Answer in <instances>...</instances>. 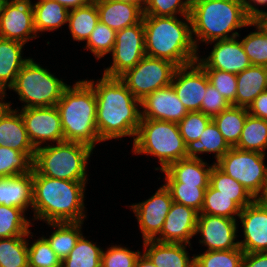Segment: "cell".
I'll return each mask as SVG.
<instances>
[{
    "mask_svg": "<svg viewBox=\"0 0 267 267\" xmlns=\"http://www.w3.org/2000/svg\"><path fill=\"white\" fill-rule=\"evenodd\" d=\"M145 53L147 56L166 59L178 67L195 63L198 56L191 28L190 16L185 21L177 16L143 15Z\"/></svg>",
    "mask_w": 267,
    "mask_h": 267,
    "instance_id": "3957f363",
    "label": "cell"
},
{
    "mask_svg": "<svg viewBox=\"0 0 267 267\" xmlns=\"http://www.w3.org/2000/svg\"><path fill=\"white\" fill-rule=\"evenodd\" d=\"M230 105L231 104L226 101L214 86L210 83L207 85V90L201 103V112L204 115L213 118L227 109Z\"/></svg>",
    "mask_w": 267,
    "mask_h": 267,
    "instance_id": "681fc988",
    "label": "cell"
},
{
    "mask_svg": "<svg viewBox=\"0 0 267 267\" xmlns=\"http://www.w3.org/2000/svg\"><path fill=\"white\" fill-rule=\"evenodd\" d=\"M248 114V108L230 105L212 118L230 147L238 144Z\"/></svg>",
    "mask_w": 267,
    "mask_h": 267,
    "instance_id": "f546056e",
    "label": "cell"
},
{
    "mask_svg": "<svg viewBox=\"0 0 267 267\" xmlns=\"http://www.w3.org/2000/svg\"><path fill=\"white\" fill-rule=\"evenodd\" d=\"M133 154H151L159 159L165 170L171 163L186 158V144L176 122L141 119L133 139Z\"/></svg>",
    "mask_w": 267,
    "mask_h": 267,
    "instance_id": "8992f818",
    "label": "cell"
},
{
    "mask_svg": "<svg viewBox=\"0 0 267 267\" xmlns=\"http://www.w3.org/2000/svg\"><path fill=\"white\" fill-rule=\"evenodd\" d=\"M253 21L267 34V11L264 10V12L257 16Z\"/></svg>",
    "mask_w": 267,
    "mask_h": 267,
    "instance_id": "9f6ffc18",
    "label": "cell"
},
{
    "mask_svg": "<svg viewBox=\"0 0 267 267\" xmlns=\"http://www.w3.org/2000/svg\"><path fill=\"white\" fill-rule=\"evenodd\" d=\"M209 82L226 99L236 106L237 78L236 74L216 69H204Z\"/></svg>",
    "mask_w": 267,
    "mask_h": 267,
    "instance_id": "f6af8a7d",
    "label": "cell"
},
{
    "mask_svg": "<svg viewBox=\"0 0 267 267\" xmlns=\"http://www.w3.org/2000/svg\"><path fill=\"white\" fill-rule=\"evenodd\" d=\"M67 86L29 58L9 89L16 91L19 100L25 102L22 108H41L56 106Z\"/></svg>",
    "mask_w": 267,
    "mask_h": 267,
    "instance_id": "ba28073f",
    "label": "cell"
},
{
    "mask_svg": "<svg viewBox=\"0 0 267 267\" xmlns=\"http://www.w3.org/2000/svg\"><path fill=\"white\" fill-rule=\"evenodd\" d=\"M23 118L29 141L35 149L46 141H64L60 114L56 106L41 108H22Z\"/></svg>",
    "mask_w": 267,
    "mask_h": 267,
    "instance_id": "7c38bea8",
    "label": "cell"
},
{
    "mask_svg": "<svg viewBox=\"0 0 267 267\" xmlns=\"http://www.w3.org/2000/svg\"><path fill=\"white\" fill-rule=\"evenodd\" d=\"M256 200L264 207L267 208V181L264 184L261 194L256 198Z\"/></svg>",
    "mask_w": 267,
    "mask_h": 267,
    "instance_id": "680465c9",
    "label": "cell"
},
{
    "mask_svg": "<svg viewBox=\"0 0 267 267\" xmlns=\"http://www.w3.org/2000/svg\"><path fill=\"white\" fill-rule=\"evenodd\" d=\"M99 12V21L115 31L139 23L143 11L134 4L114 0H94Z\"/></svg>",
    "mask_w": 267,
    "mask_h": 267,
    "instance_id": "7402d4cb",
    "label": "cell"
},
{
    "mask_svg": "<svg viewBox=\"0 0 267 267\" xmlns=\"http://www.w3.org/2000/svg\"><path fill=\"white\" fill-rule=\"evenodd\" d=\"M212 167L213 165L208 166L202 158H185L171 163L162 172L165 173L166 183H185L197 185V187H208Z\"/></svg>",
    "mask_w": 267,
    "mask_h": 267,
    "instance_id": "44dd1931",
    "label": "cell"
},
{
    "mask_svg": "<svg viewBox=\"0 0 267 267\" xmlns=\"http://www.w3.org/2000/svg\"><path fill=\"white\" fill-rule=\"evenodd\" d=\"M192 37L196 49L198 39L212 43L218 40L239 37L235 29L252 26L241 0H215L197 2L190 11ZM235 31L232 33V31ZM230 32L232 35L230 36Z\"/></svg>",
    "mask_w": 267,
    "mask_h": 267,
    "instance_id": "5b68a950",
    "label": "cell"
},
{
    "mask_svg": "<svg viewBox=\"0 0 267 267\" xmlns=\"http://www.w3.org/2000/svg\"><path fill=\"white\" fill-rule=\"evenodd\" d=\"M236 219L198 213L196 234L200 233V243L206 245V251L231 250L239 247V241L234 242L237 237Z\"/></svg>",
    "mask_w": 267,
    "mask_h": 267,
    "instance_id": "2e32d148",
    "label": "cell"
},
{
    "mask_svg": "<svg viewBox=\"0 0 267 267\" xmlns=\"http://www.w3.org/2000/svg\"><path fill=\"white\" fill-rule=\"evenodd\" d=\"M190 1V5L197 3V2H203V1H215V0H189Z\"/></svg>",
    "mask_w": 267,
    "mask_h": 267,
    "instance_id": "6125c7cd",
    "label": "cell"
},
{
    "mask_svg": "<svg viewBox=\"0 0 267 267\" xmlns=\"http://www.w3.org/2000/svg\"><path fill=\"white\" fill-rule=\"evenodd\" d=\"M135 267H157L155 264H153L150 259L143 253L140 254L139 258L137 259L136 266Z\"/></svg>",
    "mask_w": 267,
    "mask_h": 267,
    "instance_id": "6f0895ef",
    "label": "cell"
},
{
    "mask_svg": "<svg viewBox=\"0 0 267 267\" xmlns=\"http://www.w3.org/2000/svg\"><path fill=\"white\" fill-rule=\"evenodd\" d=\"M86 181H69L40 175L33 168L32 209L35 220L46 223L83 222ZM84 212V213H83Z\"/></svg>",
    "mask_w": 267,
    "mask_h": 267,
    "instance_id": "7a4b0ae2",
    "label": "cell"
},
{
    "mask_svg": "<svg viewBox=\"0 0 267 267\" xmlns=\"http://www.w3.org/2000/svg\"><path fill=\"white\" fill-rule=\"evenodd\" d=\"M72 87H66L56 104L64 141L82 143L94 149L97 142H102L96 125L97 99L94 88L88 80L78 81Z\"/></svg>",
    "mask_w": 267,
    "mask_h": 267,
    "instance_id": "277c9868",
    "label": "cell"
},
{
    "mask_svg": "<svg viewBox=\"0 0 267 267\" xmlns=\"http://www.w3.org/2000/svg\"><path fill=\"white\" fill-rule=\"evenodd\" d=\"M33 169L27 174L0 177V205L32 208Z\"/></svg>",
    "mask_w": 267,
    "mask_h": 267,
    "instance_id": "d4e9b609",
    "label": "cell"
},
{
    "mask_svg": "<svg viewBox=\"0 0 267 267\" xmlns=\"http://www.w3.org/2000/svg\"><path fill=\"white\" fill-rule=\"evenodd\" d=\"M93 149L78 142L63 141L36 149L33 168L43 176L69 181H87L86 164Z\"/></svg>",
    "mask_w": 267,
    "mask_h": 267,
    "instance_id": "52a82bcc",
    "label": "cell"
},
{
    "mask_svg": "<svg viewBox=\"0 0 267 267\" xmlns=\"http://www.w3.org/2000/svg\"><path fill=\"white\" fill-rule=\"evenodd\" d=\"M198 212L191 207L173 202L161 232L153 240L161 243H184L196 235Z\"/></svg>",
    "mask_w": 267,
    "mask_h": 267,
    "instance_id": "ac0fdd59",
    "label": "cell"
},
{
    "mask_svg": "<svg viewBox=\"0 0 267 267\" xmlns=\"http://www.w3.org/2000/svg\"><path fill=\"white\" fill-rule=\"evenodd\" d=\"M24 212L19 207L0 205V238L23 236L30 232L32 224L25 218Z\"/></svg>",
    "mask_w": 267,
    "mask_h": 267,
    "instance_id": "74e56055",
    "label": "cell"
},
{
    "mask_svg": "<svg viewBox=\"0 0 267 267\" xmlns=\"http://www.w3.org/2000/svg\"><path fill=\"white\" fill-rule=\"evenodd\" d=\"M33 169V161L25 154L9 146H0V177L27 174Z\"/></svg>",
    "mask_w": 267,
    "mask_h": 267,
    "instance_id": "f35d334b",
    "label": "cell"
},
{
    "mask_svg": "<svg viewBox=\"0 0 267 267\" xmlns=\"http://www.w3.org/2000/svg\"><path fill=\"white\" fill-rule=\"evenodd\" d=\"M24 44L18 41L0 37V89L10 88L18 72L29 60L22 59V48Z\"/></svg>",
    "mask_w": 267,
    "mask_h": 267,
    "instance_id": "4316f807",
    "label": "cell"
},
{
    "mask_svg": "<svg viewBox=\"0 0 267 267\" xmlns=\"http://www.w3.org/2000/svg\"><path fill=\"white\" fill-rule=\"evenodd\" d=\"M32 232L23 236L0 238V267L28 266V237Z\"/></svg>",
    "mask_w": 267,
    "mask_h": 267,
    "instance_id": "e575fe53",
    "label": "cell"
},
{
    "mask_svg": "<svg viewBox=\"0 0 267 267\" xmlns=\"http://www.w3.org/2000/svg\"><path fill=\"white\" fill-rule=\"evenodd\" d=\"M146 55L143 19L130 27L116 31L112 50V65L104 70L107 77H119L126 70L135 67Z\"/></svg>",
    "mask_w": 267,
    "mask_h": 267,
    "instance_id": "8fae6325",
    "label": "cell"
},
{
    "mask_svg": "<svg viewBox=\"0 0 267 267\" xmlns=\"http://www.w3.org/2000/svg\"><path fill=\"white\" fill-rule=\"evenodd\" d=\"M6 90H1L0 89V119L8 113V111L11 109V103L10 102H3V98L6 96Z\"/></svg>",
    "mask_w": 267,
    "mask_h": 267,
    "instance_id": "11a10c76",
    "label": "cell"
},
{
    "mask_svg": "<svg viewBox=\"0 0 267 267\" xmlns=\"http://www.w3.org/2000/svg\"><path fill=\"white\" fill-rule=\"evenodd\" d=\"M144 254L157 267H194V255L189 258L187 244L161 243L155 240L143 241Z\"/></svg>",
    "mask_w": 267,
    "mask_h": 267,
    "instance_id": "cb8c5ba5",
    "label": "cell"
},
{
    "mask_svg": "<svg viewBox=\"0 0 267 267\" xmlns=\"http://www.w3.org/2000/svg\"><path fill=\"white\" fill-rule=\"evenodd\" d=\"M245 9V12L253 21L257 16L263 13V10L256 8L257 5H267V0H241ZM252 2L254 4H252Z\"/></svg>",
    "mask_w": 267,
    "mask_h": 267,
    "instance_id": "f5cc1de1",
    "label": "cell"
},
{
    "mask_svg": "<svg viewBox=\"0 0 267 267\" xmlns=\"http://www.w3.org/2000/svg\"><path fill=\"white\" fill-rule=\"evenodd\" d=\"M82 223V221L47 223L51 227L57 228V230H55L49 238H44L48 241L50 247L54 250L61 261L69 255L79 238L82 236Z\"/></svg>",
    "mask_w": 267,
    "mask_h": 267,
    "instance_id": "4dcf8cb0",
    "label": "cell"
},
{
    "mask_svg": "<svg viewBox=\"0 0 267 267\" xmlns=\"http://www.w3.org/2000/svg\"><path fill=\"white\" fill-rule=\"evenodd\" d=\"M252 26H256L257 31L243 38L242 46L252 65L267 67V34L254 21Z\"/></svg>",
    "mask_w": 267,
    "mask_h": 267,
    "instance_id": "b9f144b4",
    "label": "cell"
},
{
    "mask_svg": "<svg viewBox=\"0 0 267 267\" xmlns=\"http://www.w3.org/2000/svg\"><path fill=\"white\" fill-rule=\"evenodd\" d=\"M265 154L255 151L231 149L216 163L221 171L237 180L256 199L267 181Z\"/></svg>",
    "mask_w": 267,
    "mask_h": 267,
    "instance_id": "9c48e42d",
    "label": "cell"
},
{
    "mask_svg": "<svg viewBox=\"0 0 267 267\" xmlns=\"http://www.w3.org/2000/svg\"><path fill=\"white\" fill-rule=\"evenodd\" d=\"M172 203L170 191L163 185L151 198L130 206L137 217L143 241L153 240L161 232Z\"/></svg>",
    "mask_w": 267,
    "mask_h": 267,
    "instance_id": "9a60e30c",
    "label": "cell"
},
{
    "mask_svg": "<svg viewBox=\"0 0 267 267\" xmlns=\"http://www.w3.org/2000/svg\"><path fill=\"white\" fill-rule=\"evenodd\" d=\"M238 217L244 233L239 247L244 253L267 252V208L255 199L241 209Z\"/></svg>",
    "mask_w": 267,
    "mask_h": 267,
    "instance_id": "d6986e66",
    "label": "cell"
},
{
    "mask_svg": "<svg viewBox=\"0 0 267 267\" xmlns=\"http://www.w3.org/2000/svg\"><path fill=\"white\" fill-rule=\"evenodd\" d=\"M236 106L248 108L254 99L267 90V67L251 65L236 75Z\"/></svg>",
    "mask_w": 267,
    "mask_h": 267,
    "instance_id": "484cf974",
    "label": "cell"
},
{
    "mask_svg": "<svg viewBox=\"0 0 267 267\" xmlns=\"http://www.w3.org/2000/svg\"><path fill=\"white\" fill-rule=\"evenodd\" d=\"M242 267H267V252L244 253Z\"/></svg>",
    "mask_w": 267,
    "mask_h": 267,
    "instance_id": "816d5d0a",
    "label": "cell"
},
{
    "mask_svg": "<svg viewBox=\"0 0 267 267\" xmlns=\"http://www.w3.org/2000/svg\"><path fill=\"white\" fill-rule=\"evenodd\" d=\"M30 0H8L0 16V37L27 43L37 37Z\"/></svg>",
    "mask_w": 267,
    "mask_h": 267,
    "instance_id": "4fadbf2b",
    "label": "cell"
},
{
    "mask_svg": "<svg viewBox=\"0 0 267 267\" xmlns=\"http://www.w3.org/2000/svg\"><path fill=\"white\" fill-rule=\"evenodd\" d=\"M231 147L225 141L217 125L212 120L198 140L186 144V158L198 159V153H215L216 161L222 158Z\"/></svg>",
    "mask_w": 267,
    "mask_h": 267,
    "instance_id": "83f0119b",
    "label": "cell"
},
{
    "mask_svg": "<svg viewBox=\"0 0 267 267\" xmlns=\"http://www.w3.org/2000/svg\"><path fill=\"white\" fill-rule=\"evenodd\" d=\"M141 119L180 122L188 113L172 84L159 88L141 100Z\"/></svg>",
    "mask_w": 267,
    "mask_h": 267,
    "instance_id": "ffe728a7",
    "label": "cell"
},
{
    "mask_svg": "<svg viewBox=\"0 0 267 267\" xmlns=\"http://www.w3.org/2000/svg\"><path fill=\"white\" fill-rule=\"evenodd\" d=\"M211 121L212 118L210 116L204 115L200 111L188 112L187 115L177 123L185 144L193 140H198Z\"/></svg>",
    "mask_w": 267,
    "mask_h": 267,
    "instance_id": "7dc6e473",
    "label": "cell"
},
{
    "mask_svg": "<svg viewBox=\"0 0 267 267\" xmlns=\"http://www.w3.org/2000/svg\"><path fill=\"white\" fill-rule=\"evenodd\" d=\"M140 254L120 245L111 246L102 252L101 267H135Z\"/></svg>",
    "mask_w": 267,
    "mask_h": 267,
    "instance_id": "c3c4849f",
    "label": "cell"
},
{
    "mask_svg": "<svg viewBox=\"0 0 267 267\" xmlns=\"http://www.w3.org/2000/svg\"><path fill=\"white\" fill-rule=\"evenodd\" d=\"M99 22V12L93 0L88 5L69 11V30L75 41H87Z\"/></svg>",
    "mask_w": 267,
    "mask_h": 267,
    "instance_id": "1f68e13d",
    "label": "cell"
},
{
    "mask_svg": "<svg viewBox=\"0 0 267 267\" xmlns=\"http://www.w3.org/2000/svg\"><path fill=\"white\" fill-rule=\"evenodd\" d=\"M61 262L44 237L37 239L28 247V265L33 267H61Z\"/></svg>",
    "mask_w": 267,
    "mask_h": 267,
    "instance_id": "ee69618b",
    "label": "cell"
},
{
    "mask_svg": "<svg viewBox=\"0 0 267 267\" xmlns=\"http://www.w3.org/2000/svg\"><path fill=\"white\" fill-rule=\"evenodd\" d=\"M177 68L171 61L145 55L135 67L120 75L119 79L141 101L159 88L170 85Z\"/></svg>",
    "mask_w": 267,
    "mask_h": 267,
    "instance_id": "30bf717a",
    "label": "cell"
},
{
    "mask_svg": "<svg viewBox=\"0 0 267 267\" xmlns=\"http://www.w3.org/2000/svg\"><path fill=\"white\" fill-rule=\"evenodd\" d=\"M250 115L267 120V90L260 93L248 107Z\"/></svg>",
    "mask_w": 267,
    "mask_h": 267,
    "instance_id": "f907efd6",
    "label": "cell"
},
{
    "mask_svg": "<svg viewBox=\"0 0 267 267\" xmlns=\"http://www.w3.org/2000/svg\"><path fill=\"white\" fill-rule=\"evenodd\" d=\"M209 184L220 194L234 197V202L243 209L250 205L255 199L237 180L221 171L215 164L210 172Z\"/></svg>",
    "mask_w": 267,
    "mask_h": 267,
    "instance_id": "836d02e7",
    "label": "cell"
},
{
    "mask_svg": "<svg viewBox=\"0 0 267 267\" xmlns=\"http://www.w3.org/2000/svg\"><path fill=\"white\" fill-rule=\"evenodd\" d=\"M114 1L134 4L138 6L142 11H144L148 0H114Z\"/></svg>",
    "mask_w": 267,
    "mask_h": 267,
    "instance_id": "91938a15",
    "label": "cell"
},
{
    "mask_svg": "<svg viewBox=\"0 0 267 267\" xmlns=\"http://www.w3.org/2000/svg\"><path fill=\"white\" fill-rule=\"evenodd\" d=\"M235 148L265 154V149H267V120L248 114Z\"/></svg>",
    "mask_w": 267,
    "mask_h": 267,
    "instance_id": "d6a6232c",
    "label": "cell"
},
{
    "mask_svg": "<svg viewBox=\"0 0 267 267\" xmlns=\"http://www.w3.org/2000/svg\"><path fill=\"white\" fill-rule=\"evenodd\" d=\"M115 38L116 31L99 21L88 37L85 48L89 49L99 60L108 53L112 52L115 44Z\"/></svg>",
    "mask_w": 267,
    "mask_h": 267,
    "instance_id": "7bdbcfd3",
    "label": "cell"
},
{
    "mask_svg": "<svg viewBox=\"0 0 267 267\" xmlns=\"http://www.w3.org/2000/svg\"><path fill=\"white\" fill-rule=\"evenodd\" d=\"M32 7L36 33L53 31L68 23L69 10L55 0H39Z\"/></svg>",
    "mask_w": 267,
    "mask_h": 267,
    "instance_id": "f1b7e54d",
    "label": "cell"
},
{
    "mask_svg": "<svg viewBox=\"0 0 267 267\" xmlns=\"http://www.w3.org/2000/svg\"><path fill=\"white\" fill-rule=\"evenodd\" d=\"M237 37L218 40L207 58L198 57L196 62L203 69H216L238 74L251 66L241 41Z\"/></svg>",
    "mask_w": 267,
    "mask_h": 267,
    "instance_id": "e0dca14e",
    "label": "cell"
},
{
    "mask_svg": "<svg viewBox=\"0 0 267 267\" xmlns=\"http://www.w3.org/2000/svg\"><path fill=\"white\" fill-rule=\"evenodd\" d=\"M55 1L63 5L66 9L70 11L88 5L93 0H55Z\"/></svg>",
    "mask_w": 267,
    "mask_h": 267,
    "instance_id": "db71d44e",
    "label": "cell"
},
{
    "mask_svg": "<svg viewBox=\"0 0 267 267\" xmlns=\"http://www.w3.org/2000/svg\"><path fill=\"white\" fill-rule=\"evenodd\" d=\"M191 5L189 0H148L143 15L175 16L177 13L190 16Z\"/></svg>",
    "mask_w": 267,
    "mask_h": 267,
    "instance_id": "bcb514c9",
    "label": "cell"
},
{
    "mask_svg": "<svg viewBox=\"0 0 267 267\" xmlns=\"http://www.w3.org/2000/svg\"><path fill=\"white\" fill-rule=\"evenodd\" d=\"M103 249L82 235L69 255L62 260L61 267H101Z\"/></svg>",
    "mask_w": 267,
    "mask_h": 267,
    "instance_id": "d590c367",
    "label": "cell"
},
{
    "mask_svg": "<svg viewBox=\"0 0 267 267\" xmlns=\"http://www.w3.org/2000/svg\"><path fill=\"white\" fill-rule=\"evenodd\" d=\"M173 202L193 208L200 213L204 203V193L208 187H197L185 183H166Z\"/></svg>",
    "mask_w": 267,
    "mask_h": 267,
    "instance_id": "60d3db41",
    "label": "cell"
},
{
    "mask_svg": "<svg viewBox=\"0 0 267 267\" xmlns=\"http://www.w3.org/2000/svg\"><path fill=\"white\" fill-rule=\"evenodd\" d=\"M200 213L236 219L234 216H239L241 208L234 202V197L220 194V191L209 184L204 193V203Z\"/></svg>",
    "mask_w": 267,
    "mask_h": 267,
    "instance_id": "8d00e7d4",
    "label": "cell"
},
{
    "mask_svg": "<svg viewBox=\"0 0 267 267\" xmlns=\"http://www.w3.org/2000/svg\"><path fill=\"white\" fill-rule=\"evenodd\" d=\"M94 88L97 99L96 125L101 141L136 137L141 122V101L138 100L119 79L104 76L95 83L88 81Z\"/></svg>",
    "mask_w": 267,
    "mask_h": 267,
    "instance_id": "6da1fadb",
    "label": "cell"
},
{
    "mask_svg": "<svg viewBox=\"0 0 267 267\" xmlns=\"http://www.w3.org/2000/svg\"><path fill=\"white\" fill-rule=\"evenodd\" d=\"M8 0H0V16L3 13L4 6Z\"/></svg>",
    "mask_w": 267,
    "mask_h": 267,
    "instance_id": "94428289",
    "label": "cell"
},
{
    "mask_svg": "<svg viewBox=\"0 0 267 267\" xmlns=\"http://www.w3.org/2000/svg\"><path fill=\"white\" fill-rule=\"evenodd\" d=\"M18 110L10 109L0 119V146H9L25 153L32 161L36 149L29 141L23 118Z\"/></svg>",
    "mask_w": 267,
    "mask_h": 267,
    "instance_id": "603a6c76",
    "label": "cell"
},
{
    "mask_svg": "<svg viewBox=\"0 0 267 267\" xmlns=\"http://www.w3.org/2000/svg\"><path fill=\"white\" fill-rule=\"evenodd\" d=\"M209 83L205 70L197 62L178 67L171 82L177 97L188 112H201V103Z\"/></svg>",
    "mask_w": 267,
    "mask_h": 267,
    "instance_id": "5bb4252c",
    "label": "cell"
},
{
    "mask_svg": "<svg viewBox=\"0 0 267 267\" xmlns=\"http://www.w3.org/2000/svg\"><path fill=\"white\" fill-rule=\"evenodd\" d=\"M243 256L244 251L241 248L205 251L194 255V267H242Z\"/></svg>",
    "mask_w": 267,
    "mask_h": 267,
    "instance_id": "ab89813d",
    "label": "cell"
}]
</instances>
